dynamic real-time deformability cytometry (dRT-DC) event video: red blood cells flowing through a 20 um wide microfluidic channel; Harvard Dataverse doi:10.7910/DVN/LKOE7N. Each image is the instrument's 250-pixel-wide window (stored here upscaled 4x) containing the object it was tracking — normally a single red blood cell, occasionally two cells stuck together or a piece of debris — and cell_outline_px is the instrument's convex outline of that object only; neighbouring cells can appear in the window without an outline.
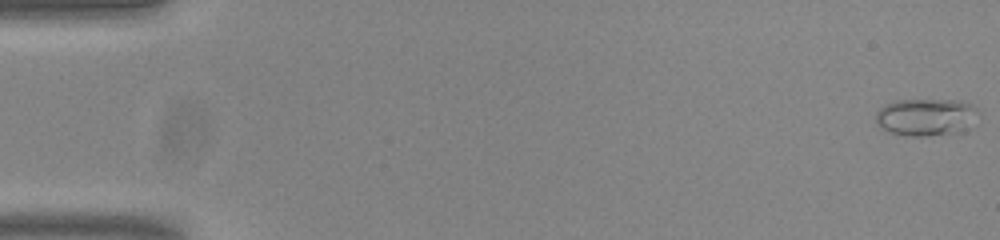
{"species": "common noctule bat (a hibernating species)", "species_latin": "Nyctalus noctula", "temperature_condition": "room temperature", "stored_images_in_passage": 54, "camera_frame_rate_fps": 3000, "um_per_image_px": 0.085, "animal": {"sex": "male", "body_mass_g": 20.0, "forearm_length_mm": 53.3}, "frame": {"image": 1, "passage_image": 1, "time_ms": 0.0, "image_size_px": [1000, 240], "cell_outline_px": [[980, 112], [964, 132], [928, 136], [904, 136], [888, 132], [876, 120], [876, 112], [884, 104], [896, 100], [960, 100], [972, 104]], "centroid_in_image_um": [78.74, 9.95], "position_along_channel_um": 6.3, "area_um2": 22.54}}
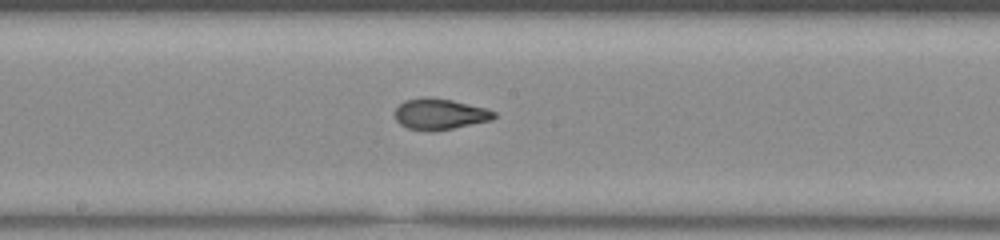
{"frame": {"image": 2, "passage_image": 29, "time_ms": 9.333, "image_size_px": [1000, 240], "cell_outline_px": [[496, 116], [492, 120], [452, 128], [428, 132], [408, 128], [400, 124], [396, 120], [396, 108], [404, 100], [428, 96], [452, 100], [484, 108], [496, 112]], "centroid_in_image_um": [37.36, 9.69], "position_along_channel_um": 210.8, "area_um2": 17.8}}
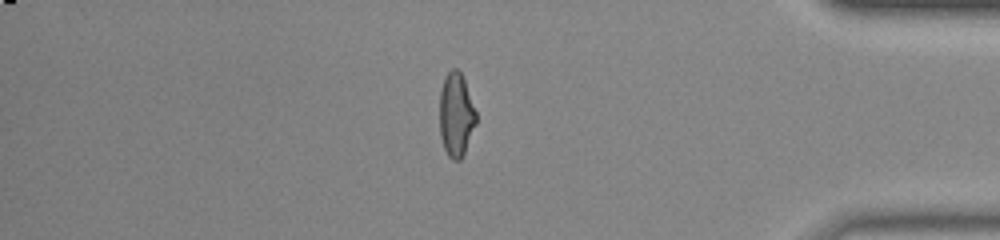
{"frame": {"image": 3, "passage_image": 46, "time_ms": 15.0, "image_size_px": [1000, 240], "cell_outline_px": [[476, 124], [464, 152], [460, 160], [452, 160], [448, 156], [444, 148], [440, 136], [440, 92], [444, 76], [452, 68], [456, 68], [460, 72], [464, 80], [476, 112]], "centroid_in_image_um": [38.75, 9.75], "position_along_channel_um": 396.4, "area_um2": 17.69}, "authors_computed_cell_mechanics": {"area_um2": 18.0047, "velocity_mm_per_s": 3.8321, "shape_relaxation_time_tau1_ms": null, "shape_relaxation_time_tau2_ms": 1.0051, "deformation_change_tau1": null, "deformation_change_tau2": 0.0664}}